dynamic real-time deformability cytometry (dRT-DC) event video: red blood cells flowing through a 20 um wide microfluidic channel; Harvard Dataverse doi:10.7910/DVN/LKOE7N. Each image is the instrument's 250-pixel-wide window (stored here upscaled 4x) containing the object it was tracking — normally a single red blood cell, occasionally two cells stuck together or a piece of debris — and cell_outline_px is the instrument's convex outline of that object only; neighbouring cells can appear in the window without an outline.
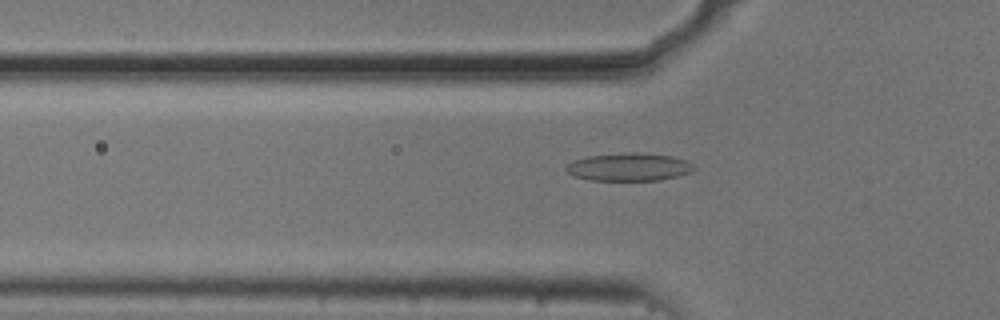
{"species": "common noctule bat (a hibernating species)", "species_latin": "Nyctalus noctula", "temperature_condition": "cold", "stored_images_in_passage": 48, "camera_frame_rate_fps": 3000, "um_per_image_px": 0.085, "animal": {"sex": "male", "body_mass_g": 20.5, "forearm_length_mm": 52.5}, "frame": {"image": 1, "passage_image": 11, "time_ms": 3.333, "image_size_px": [1000, 320], "cell_outline_px": [[696, 168], [692, 172], [660, 180], [588, 180], [572, 176], [564, 168], [572, 160], [588, 156], [624, 152], [636, 152], [672, 156], [688, 160]], "centroid_in_image_um": [53.45, 14.19], "position_along_channel_um": 72.4, "area_um2": 20.98}}
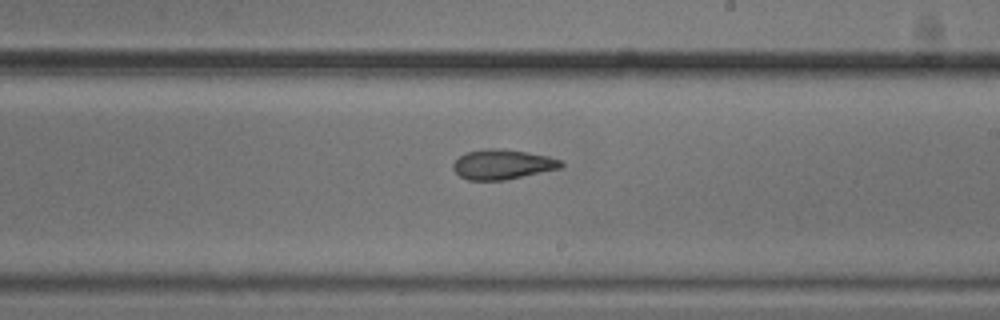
{"frame": {"image": 2, "passage_image": 25, "time_ms": 8.0, "image_size_px": [1000, 320], "cell_outline_px": [[564, 164], [560, 168], [504, 180], [468, 180], [460, 176], [452, 168], [452, 164], [460, 156], [468, 152], [488, 148], [492, 148], [528, 152], [548, 156], [560, 160]], "centroid_in_image_um": [42.7, 13.97], "position_along_channel_um": 246.3, "area_um2": 18.5}}
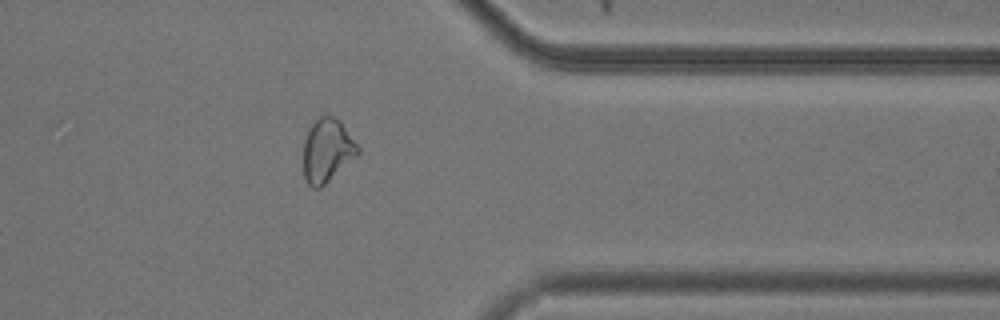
{"frame": {"image": 3, "passage_image": 37, "time_ms": 12.0, "image_size_px": [1000, 320], "cell_outline_px": [[360, 152], [356, 156], [320, 188], [312, 188], [308, 184], [304, 176], [304, 140], [312, 124], [324, 112], [340, 120], [360, 148]], "centroid_in_image_um": [27.81, 12.76], "position_along_channel_um": 383.6, "area_um2": 20.0}, "authors_computed_cell_mechanics": {"area_um2": 19.8254, "velocity_mm_per_s": 3.7138, "shape_relaxation_time_tau1_ms": 6.9091, "shape_relaxation_time_tau2_ms": 2.9419, "deformation_change_tau1": 0.1762, "deformation_change_tau2": 0.1104}}